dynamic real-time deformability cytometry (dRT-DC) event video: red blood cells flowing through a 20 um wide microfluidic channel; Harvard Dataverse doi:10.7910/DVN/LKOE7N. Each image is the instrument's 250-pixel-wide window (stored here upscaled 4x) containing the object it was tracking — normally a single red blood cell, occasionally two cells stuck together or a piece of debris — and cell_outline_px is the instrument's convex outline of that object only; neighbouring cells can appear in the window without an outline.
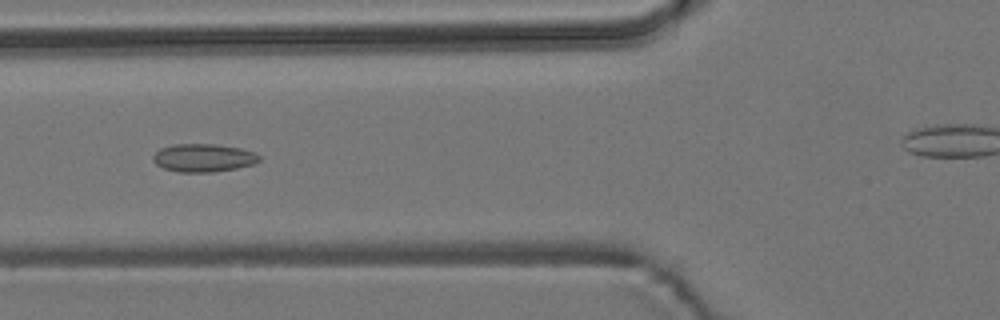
{"species": "common noctule bat (a hibernating species)", "species_latin": "Nyctalus noctula", "temperature_condition": "room temperature", "stored_images_in_passage": 7, "camera_frame_rate_fps": 3000, "um_per_image_px": 0.085, "animal": {"sex": "male", "body_mass_g": 19.2, "forearm_length_mm": 51.8}, "frame": {"image": 1, "passage_image": 4, "time_ms": 3.333, "image_size_px": [1000, 320], "cell_outline_px": [[260, 160], [256, 164], [236, 168], [212, 172], [180, 172], [164, 168], [156, 164], [152, 160], [152, 156], [160, 148], [172, 144], [216, 144], [240, 148], [256, 152], [260, 156]], "centroid_in_image_um": [17.31, 13.41], "position_along_channel_um": 108.5, "area_um2": 17.51}}
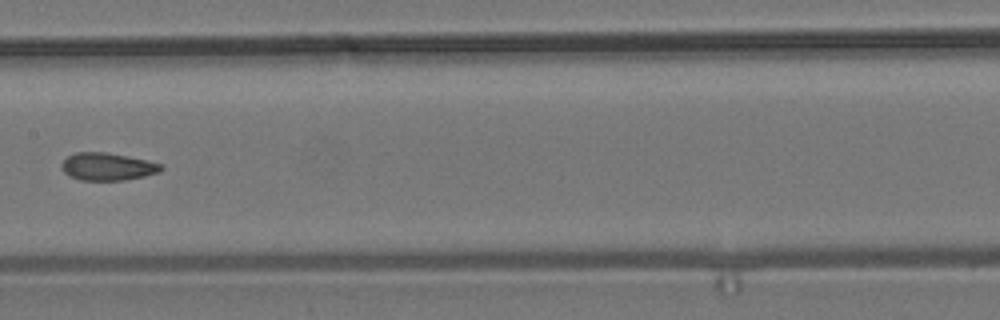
{"frame": {"image": 2, "passage_image": 6, "time_ms": 5.667, "image_size_px": [1000, 320], "cell_outline_px": [[164, 168], [160, 172], [144, 176], [124, 180], [80, 180], [68, 176], [64, 172], [60, 164], [68, 156], [76, 152], [104, 152], [128, 156], [160, 164]], "centroid_in_image_um": [9.1, 14.17], "position_along_channel_um": 198.3, "area_um2": 15.9}}
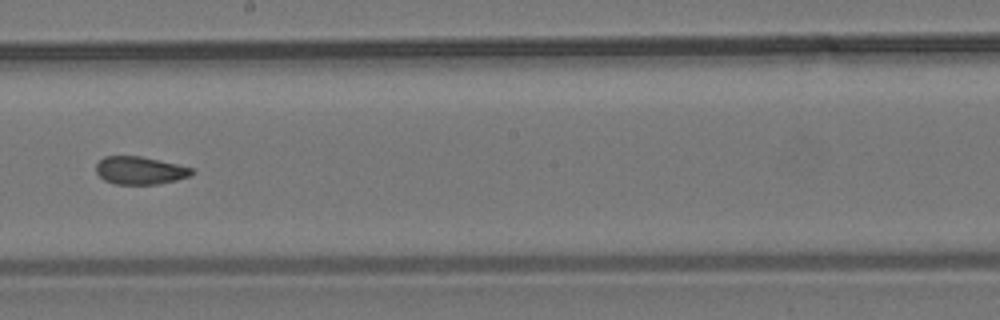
{"frame": {"image": 3, "passage_image": 7, "time_ms": 6.667, "image_size_px": [1000, 320], "cell_outline_px": [[196, 172], [192, 176], [176, 180], [156, 184], [116, 184], [104, 180], [96, 172], [96, 164], [104, 156], [140, 156], [196, 168]], "centroid_in_image_um": [11.95, 14.48], "position_along_channel_um": 236.2, "area_um2": 15.66}}